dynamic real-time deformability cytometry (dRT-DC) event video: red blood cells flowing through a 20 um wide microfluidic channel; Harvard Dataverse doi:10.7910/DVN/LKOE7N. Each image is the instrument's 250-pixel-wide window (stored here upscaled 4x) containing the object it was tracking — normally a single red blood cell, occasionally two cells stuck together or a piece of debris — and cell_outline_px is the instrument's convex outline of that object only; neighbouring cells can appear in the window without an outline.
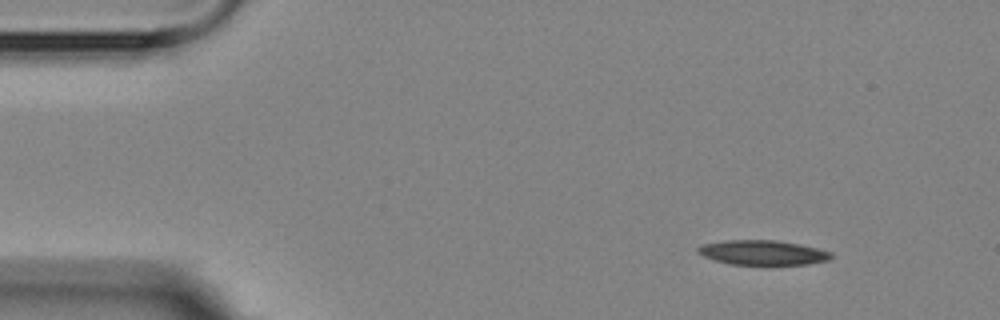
{"species": "Egyptian fruit bat (a non-hibernating species)", "species_latin": "Rousettus aegyptiacus", "temperature_condition": "room temperature", "stored_images_in_passage": 3, "camera_frame_rate_fps": 3000, "um_per_image_px": 0.085, "animal": {"sex": "female"}, "frame": {"image": 1, "passage_image": 1, "time_ms": 0.0, "image_size_px": [1000, 320], "cell_outline_px": [[832, 256], [828, 260], [808, 264], [728, 264], [704, 256], [696, 252], [696, 248], [700, 244], [724, 240], [776, 240], [800, 244], [832, 252]], "centroid_in_image_um": [64.79, 21.46], "position_along_channel_um": 20.2, "area_um2": 19.13}}
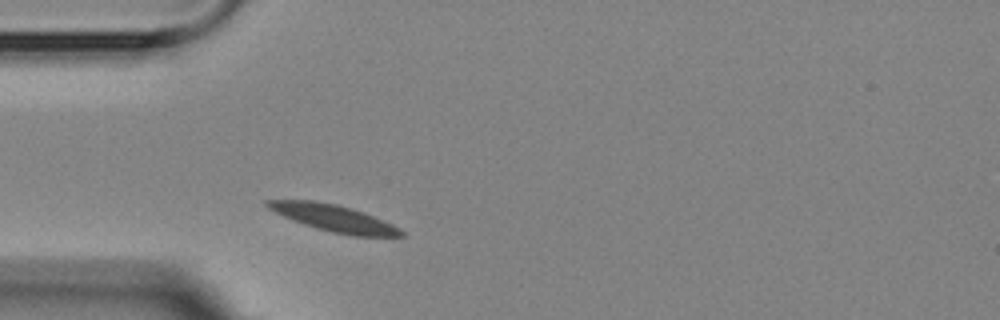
{"frame": {"image": 2, "passage_image": 3, "time_ms": 3.0, "image_size_px": [1000, 320], "cell_outline_px": [[404, 236], [352, 236], [332, 232], [316, 228], [292, 220], [268, 208], [264, 204], [264, 200], [312, 200], [336, 204], [352, 208], [364, 212], [392, 224], [400, 228], [404, 232]], "centroid_in_image_um": [28.37, 18.53], "position_along_channel_um": 56.6, "area_um2": 20.75}}